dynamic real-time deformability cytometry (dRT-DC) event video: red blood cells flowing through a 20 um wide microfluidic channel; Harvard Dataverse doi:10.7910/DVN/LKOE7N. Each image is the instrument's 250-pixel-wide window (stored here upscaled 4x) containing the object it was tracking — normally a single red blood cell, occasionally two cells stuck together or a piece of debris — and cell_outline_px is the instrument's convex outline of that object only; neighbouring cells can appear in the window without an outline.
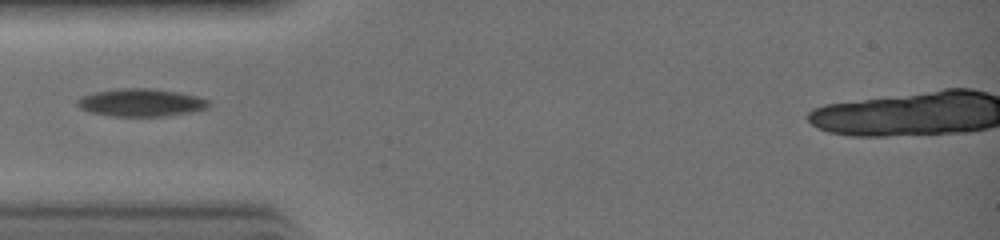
{"species": "common noctule bat (a hibernating species)", "species_latin": "Nyctalus noctula", "temperature_condition": "warm", "stored_images_in_passage": 23, "camera_frame_rate_fps": 3000, "um_per_image_px": 0.085, "animal": {"sex": "female", "body_mass_g": 19.0, "forearm_length_mm": 51.5}, "frame": {"image": 1, "passage_image": 1, "time_ms": 0.0, "image_size_px": [1000, 240], "cell_outline_px": [[212, 104], [204, 108], [192, 112], [164, 116], [112, 116], [92, 112], [80, 108], [76, 104], [76, 100], [80, 96], [92, 92], [120, 88], [152, 88], [176, 92], [196, 96], [208, 100]], "centroid_in_image_um": [11.94, 8.71], "position_along_channel_um": 73.1, "area_um2": 21.21}}
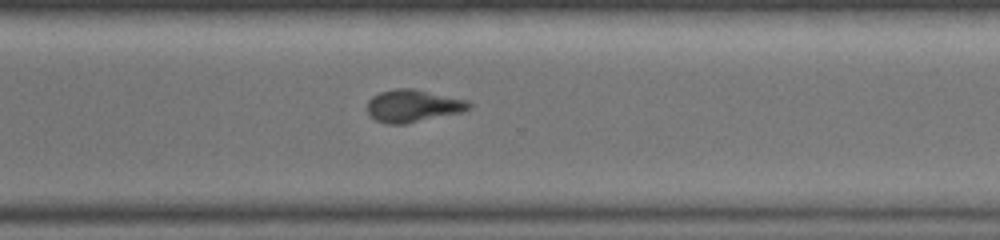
{"frame": {"image": 2, "passage_image": 14, "time_ms": 4.333, "image_size_px": [1000, 240], "cell_outline_px": [[472, 108], [464, 112], [404, 124], [388, 124], [376, 120], [368, 112], [368, 100], [372, 96], [380, 92], [392, 88], [412, 88], [468, 100], [472, 104]], "centroid_in_image_um": [35.14, 8.99], "position_along_channel_um": 335.5, "area_um2": 19.36}}
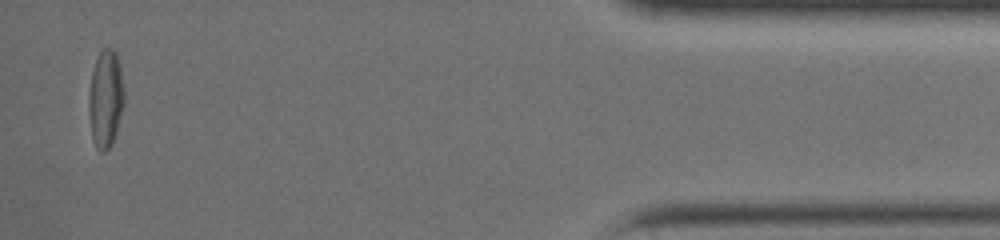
{"frame": {"image": 3, "passage_image": 22, "time_ms": 7.0, "image_size_px": [1000, 240], "cell_outline_px": [[124, 104], [116, 132], [112, 144], [104, 152], [100, 152], [96, 148], [92, 136], [88, 112], [88, 96], [92, 72], [100, 48], [112, 48], [116, 52], [120, 68], [124, 88]], "centroid_in_image_um": [8.97, 8.39], "position_along_channel_um": 426.2, "area_um2": 20.29}}